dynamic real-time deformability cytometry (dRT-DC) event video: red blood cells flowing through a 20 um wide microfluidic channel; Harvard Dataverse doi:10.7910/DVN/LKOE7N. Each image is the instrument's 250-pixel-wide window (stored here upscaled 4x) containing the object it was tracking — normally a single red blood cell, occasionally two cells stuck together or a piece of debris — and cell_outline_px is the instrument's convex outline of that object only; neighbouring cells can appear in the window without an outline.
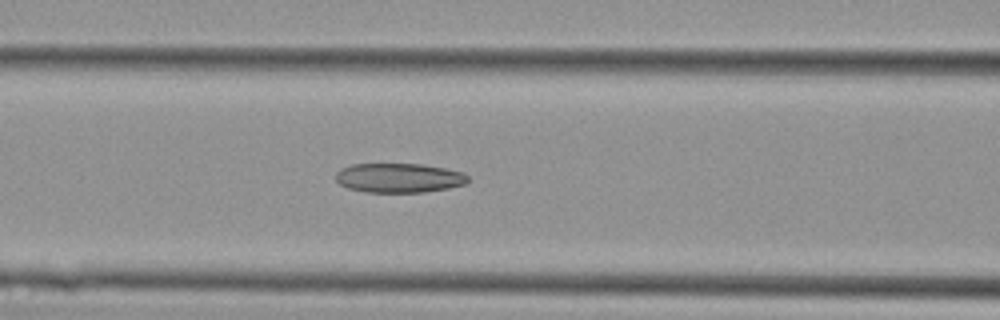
{"species": "Egyptian fruit bat (a non-hibernating species)", "species_latin": "Rousettus aegyptiacus", "temperature_condition": "cold", "stored_images_in_passage": 33, "camera_frame_rate_fps": 3000, "um_per_image_px": 0.085, "animal": {"sex": "female"}, "frame": {"image": 1, "passage_image": 17, "time_ms": 5.333, "image_size_px": [1000, 320], "cell_outline_px": [[468, 180], [464, 184], [448, 188], [424, 192], [368, 192], [348, 188], [340, 184], [336, 180], [336, 172], [340, 168], [352, 164], [420, 164], [444, 168], [464, 172], [468, 176]], "centroid_in_image_um": [33.9, 15.11], "position_along_channel_um": 132.7, "area_um2": 22.6}}
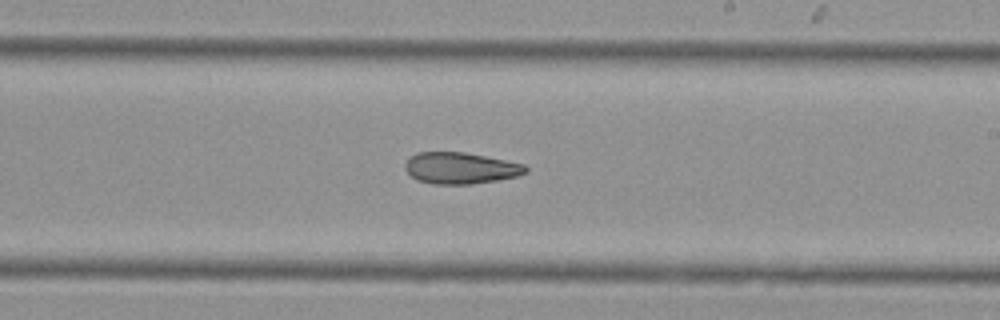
{"frame": {"image": 2, "passage_image": 24, "time_ms": 7.667, "image_size_px": [1000, 320], "cell_outline_px": [[528, 172], [516, 176], [496, 180], [468, 184], [432, 184], [416, 180], [404, 168], [404, 164], [408, 156], [416, 152], [464, 152], [524, 164], [528, 168]], "centroid_in_image_um": [39.09, 14.28], "position_along_channel_um": 249.9, "area_um2": 22.08}}
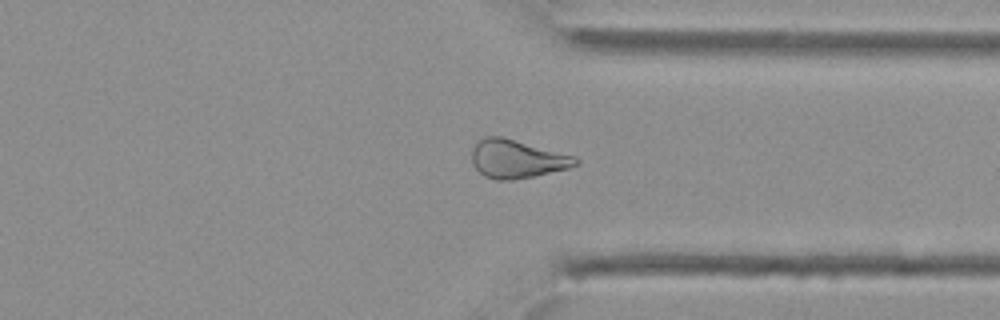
{"frame": {"image": 3, "passage_image": 31, "time_ms": 10.0, "image_size_px": [1000, 320], "cell_outline_px": [[580, 164], [568, 168], [532, 176], [512, 180], [496, 180], [484, 176], [472, 164], [472, 148], [476, 140], [484, 136], [500, 136], [576, 156], [580, 160]], "centroid_in_image_um": [43.92, 13.5], "position_along_channel_um": 367.5, "area_um2": 23.24}}